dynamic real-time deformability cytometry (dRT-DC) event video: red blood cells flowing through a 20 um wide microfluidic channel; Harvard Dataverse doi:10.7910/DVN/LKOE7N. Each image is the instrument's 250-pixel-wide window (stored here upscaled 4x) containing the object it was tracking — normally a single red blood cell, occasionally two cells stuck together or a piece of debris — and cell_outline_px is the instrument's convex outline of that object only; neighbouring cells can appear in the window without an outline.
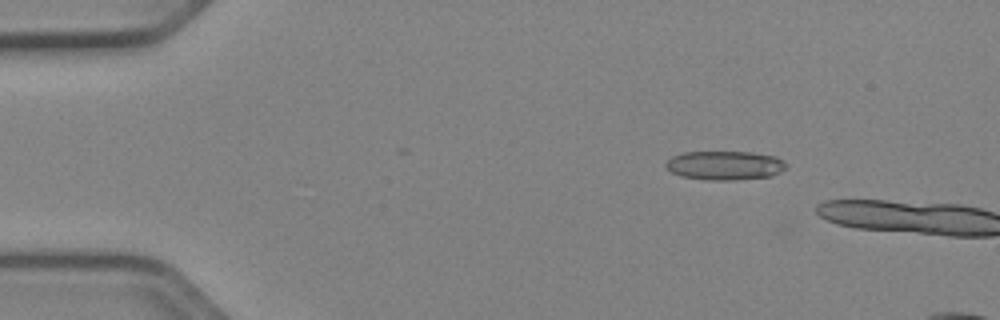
{"species": "Egyptian fruit bat (a non-hibernating species)", "species_latin": "Rousettus aegyptiacus", "temperature_condition": "cold", "stored_images_in_passage": 11, "camera_frame_rate_fps": 3000, "um_per_image_px": 0.085, "animal": {"sex": "female"}, "frame": {"image": 1, "passage_image": 8, "time_ms": 2.333, "image_size_px": [1000, 320], "cell_outline_px": [[788, 168], [772, 176], [736, 180], [708, 180], [680, 176], [664, 168], [664, 164], [672, 156], [684, 152], [752, 152], [776, 156], [784, 160], [788, 164]], "centroid_in_image_um": [61.64, 14.06], "position_along_channel_um": 23.4, "area_um2": 20.69}}